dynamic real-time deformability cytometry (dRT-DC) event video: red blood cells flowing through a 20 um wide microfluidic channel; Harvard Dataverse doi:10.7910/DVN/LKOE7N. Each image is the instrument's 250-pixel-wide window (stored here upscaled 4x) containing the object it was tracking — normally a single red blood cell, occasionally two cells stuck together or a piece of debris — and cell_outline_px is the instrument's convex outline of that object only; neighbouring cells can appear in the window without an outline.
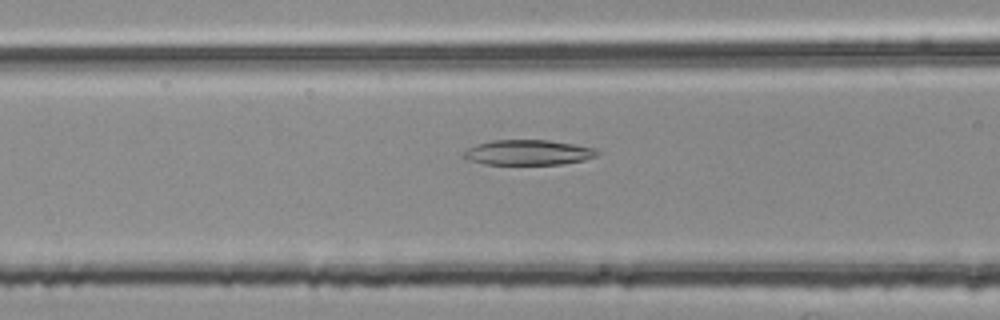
{"species": "common noctule bat (a hibernating species)", "species_latin": "Nyctalus noctula", "temperature_condition": "room temperature", "stored_images_in_passage": 17, "camera_frame_rate_fps": 3000, "um_per_image_px": 0.085, "animal": {"sex": "female", "body_mass_g": 25.1}, "frame": {"image": 1, "passage_image": 15, "time_ms": 4.667, "image_size_px": [1000, 320], "cell_outline_px": [[600, 152], [596, 156], [584, 160], [560, 164], [484, 164], [472, 160], [464, 156], [464, 152], [468, 148], [492, 140], [548, 140], [596, 148]], "centroid_in_image_um": [44.95, 12.96], "position_along_channel_um": 121.6, "area_um2": 19.25}}